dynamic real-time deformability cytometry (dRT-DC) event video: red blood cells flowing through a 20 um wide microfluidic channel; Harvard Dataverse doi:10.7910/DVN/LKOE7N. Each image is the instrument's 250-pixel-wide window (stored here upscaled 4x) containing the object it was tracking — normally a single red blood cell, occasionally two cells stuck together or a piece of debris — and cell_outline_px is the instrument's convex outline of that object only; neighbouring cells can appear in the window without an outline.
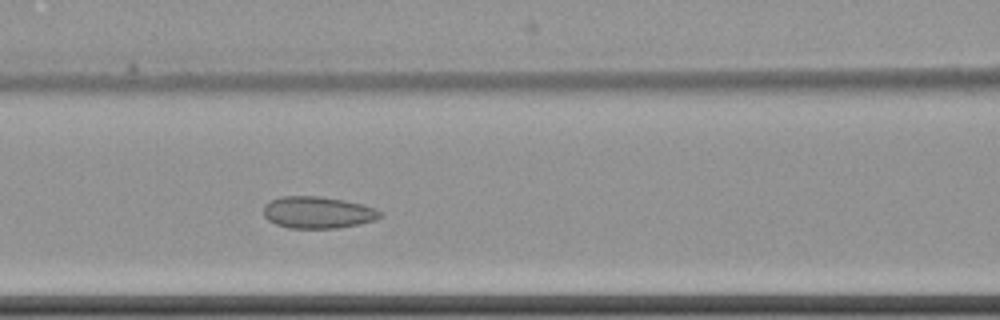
{"species": "common noctule bat (a hibernating species)", "species_latin": "Nyctalus noctula", "temperature_condition": "cold", "stored_images_in_passage": 6, "camera_frame_rate_fps": 3000, "um_per_image_px": 0.085, "animal": {"sex": "female", "body_mass_g": 22.7, "forearm_length_mm": 54.2}, "frame": {"image": 1, "passage_image": 6, "time_ms": 6.0, "image_size_px": [1000, 320], "cell_outline_px": [[384, 216], [376, 220], [336, 228], [288, 228], [276, 224], [268, 220], [264, 216], [264, 204], [280, 196], [320, 196], [344, 200], [376, 208], [384, 212]], "centroid_in_image_um": [27.03, 18.05], "position_along_channel_um": 139.6, "area_um2": 21.73}}